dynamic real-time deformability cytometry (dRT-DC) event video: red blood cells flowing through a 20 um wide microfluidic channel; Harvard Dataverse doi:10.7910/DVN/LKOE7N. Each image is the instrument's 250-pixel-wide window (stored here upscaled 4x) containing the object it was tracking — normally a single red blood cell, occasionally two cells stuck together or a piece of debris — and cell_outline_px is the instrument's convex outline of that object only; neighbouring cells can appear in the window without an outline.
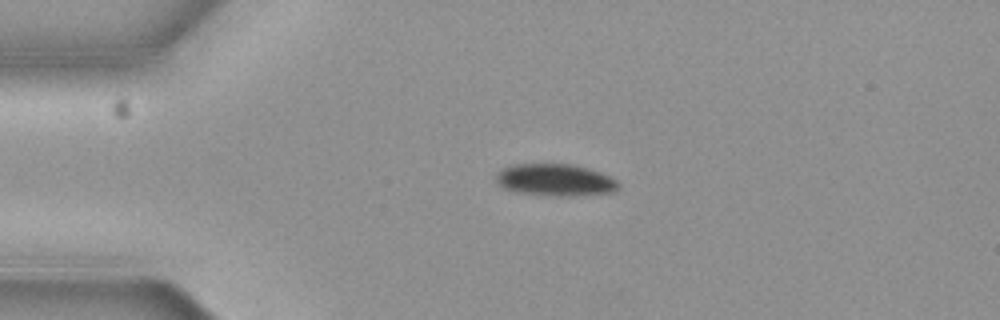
{"species": "common noctule bat (a hibernating species)", "species_latin": "Nyctalus noctula", "temperature_condition": "cold", "stored_images_in_passage": 2, "camera_frame_rate_fps": 3000, "um_per_image_px": 0.085, "animal": {"sex": "female", "body_mass_g": 19.3, "forearm_length_mm": 54.1}, "frame": {"image": 1, "passage_image": 1, "time_ms": 0.0, "image_size_px": [1000, 320], "cell_outline_px": [[620, 188], [616, 192], [576, 196], [552, 196], [512, 192], [496, 184], [496, 172], [504, 168], [516, 164], [568, 164], [588, 168], [600, 172], [616, 180], [620, 184]], "centroid_in_image_um": [47.19, 15.32], "position_along_channel_um": 37.8, "area_um2": 23.18}}